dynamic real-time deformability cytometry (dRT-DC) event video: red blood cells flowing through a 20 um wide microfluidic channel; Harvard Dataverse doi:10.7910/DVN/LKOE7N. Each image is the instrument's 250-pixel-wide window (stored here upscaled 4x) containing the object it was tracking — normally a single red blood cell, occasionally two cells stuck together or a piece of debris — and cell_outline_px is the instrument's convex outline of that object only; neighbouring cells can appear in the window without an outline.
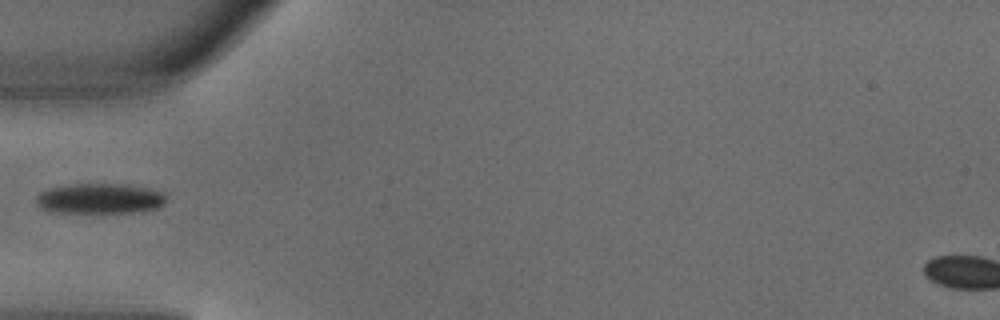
{"species": "common noctule bat (a hibernating species)", "species_latin": "Nyctalus noctula", "temperature_condition": "warm", "stored_images_in_passage": 1, "camera_frame_rate_fps": 3000, "um_per_image_px": 0.085, "animal": {"sex": "male", "body_mass_g": 18.8}, "frame": {"image": 1, "passage_image": 1, "time_ms": 0.0, "image_size_px": [1000, 320], "cell_outline_px": [[168, 200], [164, 204], [156, 208], [140, 212], [52, 212], [40, 208], [36, 204], [36, 196], [40, 192], [52, 188], [68, 184], [124, 184], [148, 188], [164, 192]], "centroid_in_image_um": [8.51, 16.88], "position_along_channel_um": 76.5, "area_um2": 23.06}}